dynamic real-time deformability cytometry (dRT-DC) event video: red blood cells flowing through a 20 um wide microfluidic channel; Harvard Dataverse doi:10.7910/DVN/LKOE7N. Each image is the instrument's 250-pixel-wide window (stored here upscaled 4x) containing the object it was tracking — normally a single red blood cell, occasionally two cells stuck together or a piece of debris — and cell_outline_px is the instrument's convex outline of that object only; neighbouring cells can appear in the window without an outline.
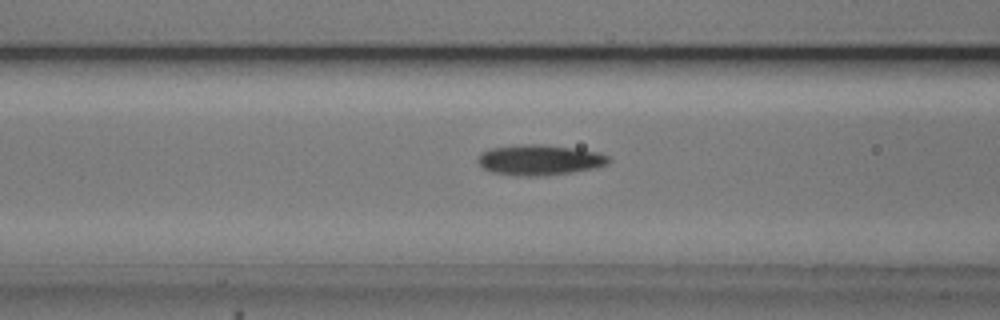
{"species": "common noctule bat (a hibernating species)", "species_latin": "Nyctalus noctula", "temperature_condition": "cold", "stored_images_in_passage": 44, "camera_frame_rate_fps": 3000, "um_per_image_px": 0.085, "animal": {"sex": "male", "body_mass_g": 20.5, "forearm_length_mm": 52.5}, "frame": {"image": 1, "passage_image": 11, "time_ms": 3.333, "image_size_px": [1000, 320], "cell_outline_px": [[612, 160], [608, 164], [596, 168], [572, 172], [536, 176], [516, 176], [492, 172], [484, 168], [476, 160], [480, 152], [488, 148], [520, 144], [540, 144], [576, 148], [596, 152], [608, 156]], "centroid_in_image_um": [45.84, 13.59], "position_along_channel_um": 120.8, "area_um2": 23.41}}
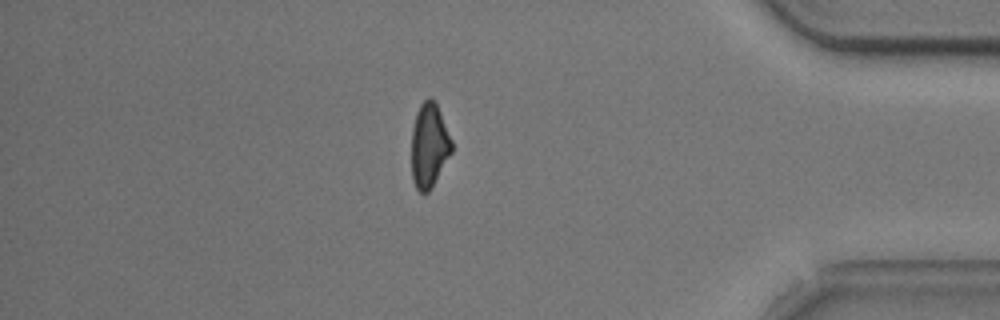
{"frame": {"image": 2, "passage_image": 36, "time_ms": 11.667, "image_size_px": [1000, 320], "cell_outline_px": [[452, 152], [428, 192], [420, 192], [416, 188], [412, 180], [412, 128], [416, 112], [420, 104], [428, 96], [436, 104], [440, 112], [452, 140]], "centroid_in_image_um": [36.47, 12.35], "position_along_channel_um": 398.7, "area_um2": 19.54}}
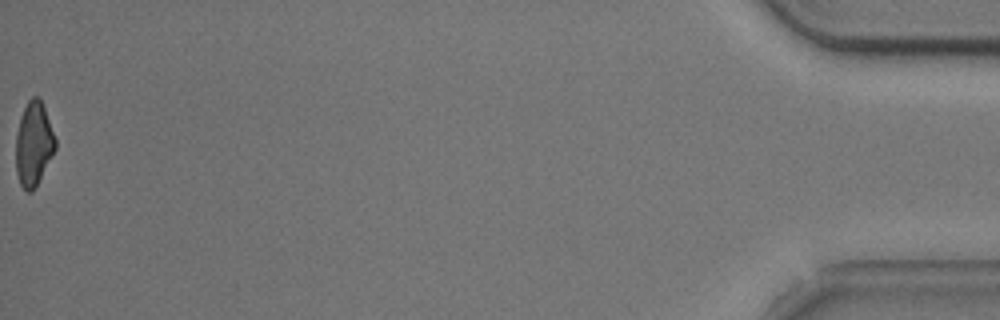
{"frame": {"image": 3, "passage_image": 44, "time_ms": 14.333, "image_size_px": [1000, 320], "cell_outline_px": [[56, 148], [32, 192], [28, 192], [20, 184], [16, 172], [16, 136], [20, 116], [28, 100], [32, 96], [40, 96], [56, 140]], "centroid_in_image_um": [2.85, 12.2], "position_along_channel_um": 432.4, "area_um2": 19.13}, "authors_computed_cell_mechanics": {"area_um2": 21.5305, "velocity_mm_per_s": 3.7564, "shape_relaxation_time_tau1_ms": 3.3995, "shape_relaxation_time_tau2_ms": 6.6264, "deformation_change_tau1": 0.1111, "deformation_change_tau2": 0.1389}}